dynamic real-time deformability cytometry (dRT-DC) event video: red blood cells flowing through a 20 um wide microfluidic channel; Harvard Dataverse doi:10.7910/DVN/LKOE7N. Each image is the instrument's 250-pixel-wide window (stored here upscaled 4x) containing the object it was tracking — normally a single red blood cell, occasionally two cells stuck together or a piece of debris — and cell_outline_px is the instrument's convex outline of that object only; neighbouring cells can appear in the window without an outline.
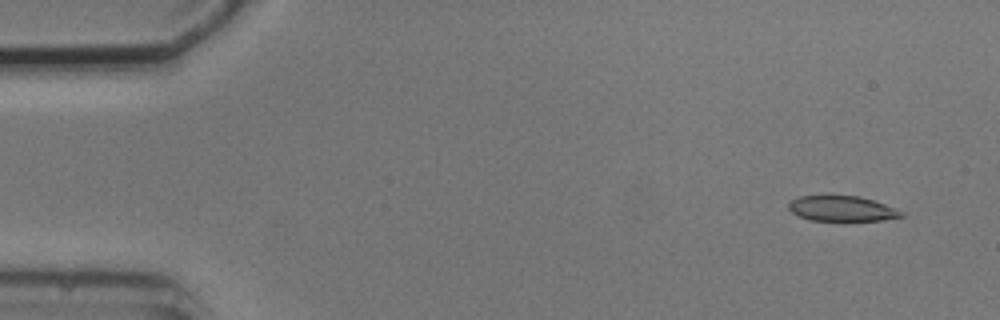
{"species": "common noctule bat (a hibernating species)", "species_latin": "Nyctalus noctula", "temperature_condition": "cold", "stored_images_in_passage": 5, "camera_frame_rate_fps": 3000, "um_per_image_px": 0.085, "animal": {"sex": "male", "body_mass_g": 20.5, "forearm_length_mm": 52.5}, "frame": {"image": 1, "passage_image": 2, "time_ms": 1.0, "image_size_px": [1000, 320], "cell_outline_px": [[908, 212], [904, 216], [880, 220], [808, 220], [792, 212], [788, 208], [788, 204], [792, 200], [800, 196], [860, 196]], "centroid_in_image_um": [71.6, 17.73], "position_along_channel_um": 13.4, "area_um2": 16.47}}
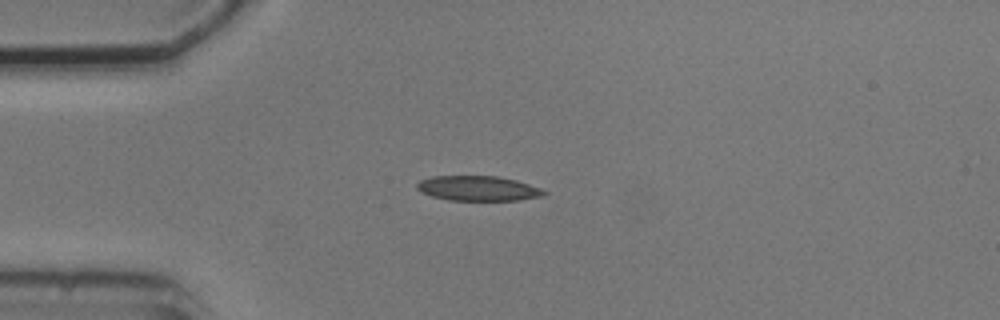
{"frame": {"image": 2, "passage_image": 5, "time_ms": 4.333, "image_size_px": [1000, 320], "cell_outline_px": [[548, 192], [544, 196], [516, 200], [448, 200], [432, 196], [420, 192], [416, 188], [416, 184], [420, 180], [432, 176], [496, 176], [516, 180], [540, 188]], "centroid_in_image_um": [40.61, 16.01], "position_along_channel_um": 44.4, "area_um2": 18.44}}